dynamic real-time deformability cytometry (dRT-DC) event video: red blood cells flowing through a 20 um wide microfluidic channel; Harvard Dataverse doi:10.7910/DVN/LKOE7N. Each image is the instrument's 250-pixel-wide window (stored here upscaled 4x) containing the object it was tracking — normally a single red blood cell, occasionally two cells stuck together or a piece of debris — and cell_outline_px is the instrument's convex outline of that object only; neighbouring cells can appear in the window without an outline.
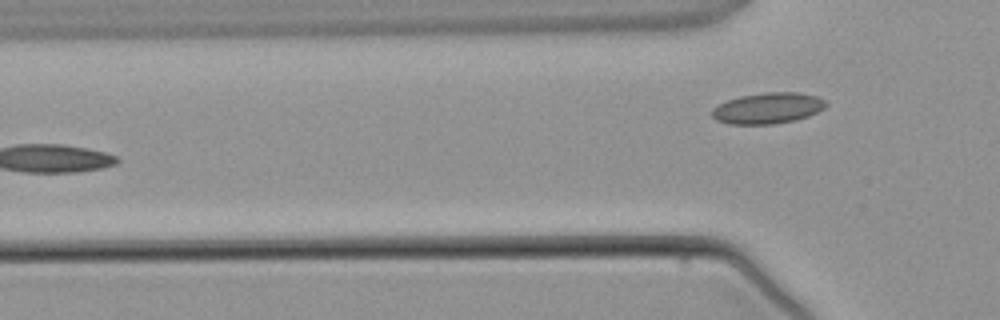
{"species": "common noctule bat (a hibernating species)", "species_latin": "Nyctalus noctula", "temperature_condition": "warm", "stored_images_in_passage": 4, "camera_frame_rate_fps": 3000, "um_per_image_px": 0.085, "animal": {"sex": "male", "body_mass_g": 21.5, "forearm_length_mm": 52.0}, "frame": {"image": 1, "passage_image": 4, "time_ms": 3.333, "image_size_px": [1000, 320], "cell_outline_px": [[828, 104], [824, 108], [808, 116], [796, 120], [772, 124], [728, 124], [716, 120], [712, 116], [712, 108], [728, 100], [740, 96], [764, 92], [796, 92], [816, 96], [824, 100]], "centroid_in_image_um": [65.26, 9.19], "position_along_channel_um": 60.5, "area_um2": 20.52}}